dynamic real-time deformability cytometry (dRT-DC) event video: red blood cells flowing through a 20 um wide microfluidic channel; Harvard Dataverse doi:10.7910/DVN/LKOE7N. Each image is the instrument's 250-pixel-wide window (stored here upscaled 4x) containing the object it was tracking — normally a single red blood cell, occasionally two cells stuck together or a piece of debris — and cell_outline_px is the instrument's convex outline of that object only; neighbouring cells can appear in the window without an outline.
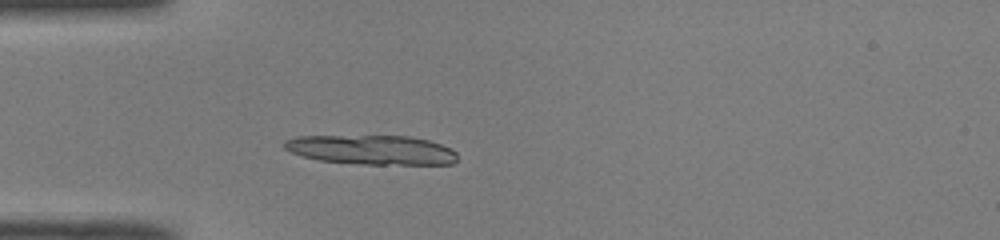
{"species": "common noctule bat (a hibernating species)", "species_latin": "Nyctalus noctula", "temperature_condition": "room temperature", "stored_images_in_passage": 36, "camera_frame_rate_fps": 3000, "um_per_image_px": 0.085, "animal": {"sex": "male", "body_mass_g": 19.0, "forearm_length_mm": 50.8}, "frame": {"image": 1, "passage_image": 1, "time_ms": 0.0, "image_size_px": [1000, 240], "cell_outline_px": [[456, 160], [452, 164], [364, 164], [320, 160], [304, 156], [292, 152], [284, 148], [284, 140], [296, 136], [408, 136], [428, 140], [452, 148], [456, 152]], "centroid_in_image_um": [31.6, 12.73], "position_along_channel_um": 53.4, "area_um2": 29.48}}